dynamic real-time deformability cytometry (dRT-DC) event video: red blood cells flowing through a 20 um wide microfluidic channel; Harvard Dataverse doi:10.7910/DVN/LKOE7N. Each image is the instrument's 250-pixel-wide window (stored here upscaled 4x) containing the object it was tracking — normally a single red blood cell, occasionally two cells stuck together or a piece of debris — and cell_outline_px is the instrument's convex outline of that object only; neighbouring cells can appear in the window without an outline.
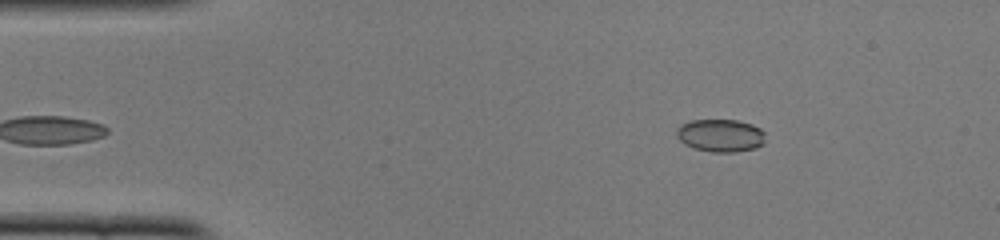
{"species": "common noctule bat (a hibernating species)", "species_latin": "Nyctalus noctula", "temperature_condition": "cold", "stored_images_in_passage": 44, "camera_frame_rate_fps": 3000, "um_per_image_px": 0.085, "animal": {"sex": "female", "body_mass_g": 22.0, "forearm_length_mm": 56.7}, "frame": {"image": 1, "passage_image": 1, "time_ms": 0.0, "image_size_px": [1000, 240], "cell_outline_px": [[764, 144], [756, 148], [736, 152], [712, 152], [692, 148], [684, 144], [676, 136], [676, 128], [680, 124], [692, 120], [736, 120], [752, 124], [760, 128], [764, 132]], "centroid_in_image_um": [61.23, 11.52], "position_along_channel_um": 23.8, "area_um2": 17.17}}
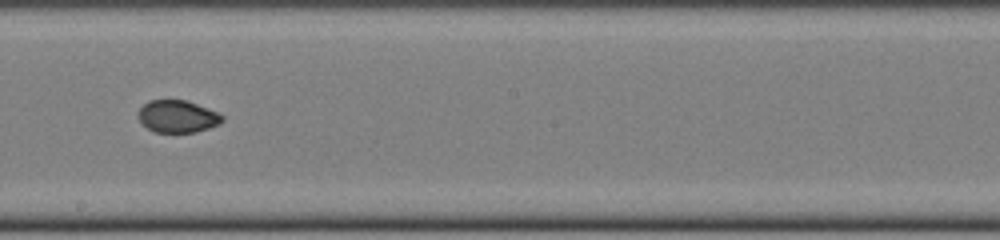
{"frame": {"image": 2, "passage_image": 22, "time_ms": 7.0, "image_size_px": [1000, 240], "cell_outline_px": [[224, 120], [208, 128], [196, 132], [152, 132], [140, 120], [140, 108], [148, 100], [188, 100], [216, 112], [224, 116]], "centroid_in_image_um": [15.1, 9.89], "position_along_channel_um": 233.1, "area_um2": 15.55}}
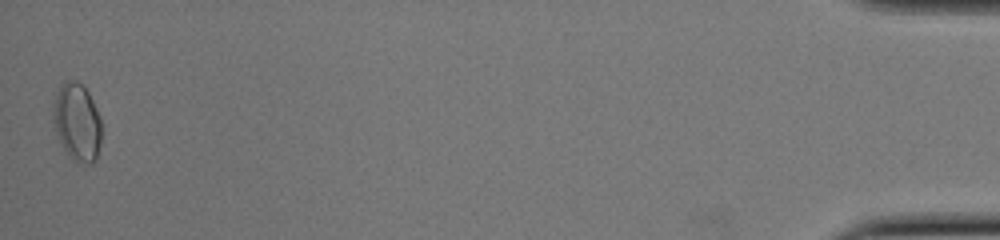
{"frame": {"image": 3, "passage_image": 44, "time_ms": 14.333, "image_size_px": [1000, 240], "cell_outline_px": [[100, 144], [96, 160], [92, 164], [88, 164], [72, 160], [68, 156], [52, 124], [52, 104], [64, 80], [76, 80], [88, 92], [100, 116]], "centroid_in_image_um": [6.53, 10.4], "position_along_channel_um": 428.7, "area_um2": 21.91}, "authors_computed_cell_mechanics": {"area_um2": 16.6753, "velocity_mm_per_s": 3.9288, "shape_relaxation_time_tau1_ms": null, "shape_relaxation_time_tau2_ms": 1.0581, "deformation_change_tau1": null, "deformation_change_tau2": 0.0304}}